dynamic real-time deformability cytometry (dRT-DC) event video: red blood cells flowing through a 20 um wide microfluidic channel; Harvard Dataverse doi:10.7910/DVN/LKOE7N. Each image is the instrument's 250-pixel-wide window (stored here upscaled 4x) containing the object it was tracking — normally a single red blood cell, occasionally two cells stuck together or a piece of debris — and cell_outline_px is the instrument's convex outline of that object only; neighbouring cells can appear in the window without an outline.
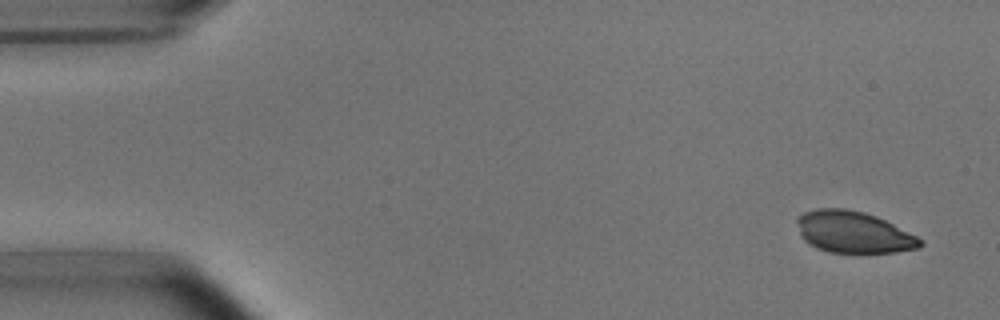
{"species": "common noctule bat (a hibernating species)", "species_latin": "Nyctalus noctula", "temperature_condition": "room temperature", "stored_images_in_passage": 5, "camera_frame_rate_fps": 3000, "um_per_image_px": 0.085, "animal": {"sex": "male", "body_mass_g": 15.6}, "frame": {"image": 1, "passage_image": 1, "time_ms": 0.0, "image_size_px": [1000, 320], "cell_outline_px": [[924, 244], [920, 248], [896, 252], [860, 256], [828, 252], [816, 248], [804, 240], [800, 236], [796, 220], [804, 212], [816, 208], [844, 208], [864, 212], [876, 216], [916, 236]], "centroid_in_image_um": [72.53, 19.79], "position_along_channel_um": 12.5, "area_um2": 30.69}}
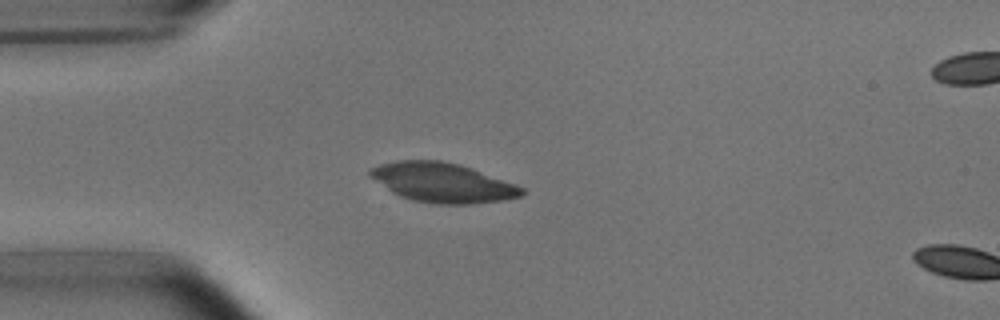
{"frame": {"image": 2, "passage_image": 4, "time_ms": 3.667, "image_size_px": [1000, 320], "cell_outline_px": [[528, 192], [520, 196], [504, 200], [472, 204], [436, 204], [412, 200], [400, 196], [392, 192], [372, 176], [368, 172], [372, 168], [380, 164], [396, 160], [440, 160], [460, 164], [472, 168], [516, 184], [524, 188]], "centroid_in_image_um": [37.68, 15.52], "position_along_channel_um": 47.3, "area_um2": 34.8}}